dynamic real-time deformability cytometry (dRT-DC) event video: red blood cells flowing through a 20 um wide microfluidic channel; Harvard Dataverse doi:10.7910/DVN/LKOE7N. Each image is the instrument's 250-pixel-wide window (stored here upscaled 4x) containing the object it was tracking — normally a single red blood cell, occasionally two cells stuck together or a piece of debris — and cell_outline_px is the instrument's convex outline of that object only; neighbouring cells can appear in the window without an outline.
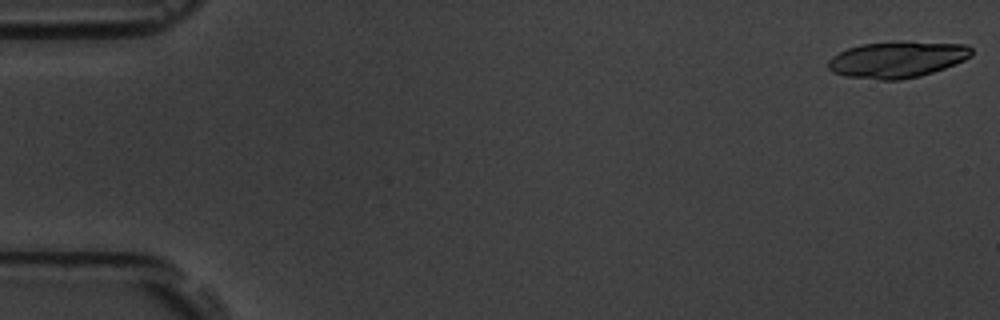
{"species": "common noctule bat (a hibernating species)", "species_latin": "Nyctalus noctula", "temperature_condition": "room temperature", "stored_images_in_passage": 20, "camera_frame_rate_fps": 3000, "um_per_image_px": 0.085, "animal": {"sex": "male", "body_mass_g": 19.5, "forearm_length_mm": 54.6}, "frame": {"image": 1, "passage_image": 1, "time_ms": 0.0, "image_size_px": [1000, 320], "cell_outline_px": [[972, 56], [964, 60], [944, 68], [920, 76], [900, 80], [880, 80], [848, 76], [832, 72], [828, 68], [828, 60], [832, 56], [848, 48], [860, 44], [896, 40], [900, 40], [968, 44], [972, 48]], "centroid_in_image_um": [76.28, 5.03], "position_along_channel_um": 8.7, "area_um2": 30.81}}